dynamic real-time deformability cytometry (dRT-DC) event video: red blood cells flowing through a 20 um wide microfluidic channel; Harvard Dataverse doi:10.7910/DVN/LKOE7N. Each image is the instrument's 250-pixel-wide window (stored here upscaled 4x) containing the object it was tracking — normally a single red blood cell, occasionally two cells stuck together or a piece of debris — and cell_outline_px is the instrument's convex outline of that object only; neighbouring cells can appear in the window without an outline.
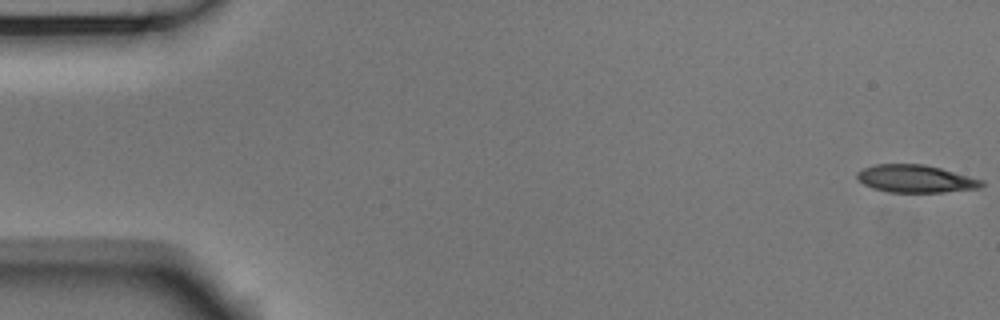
{"species": "Egyptian fruit bat (a non-hibernating species)", "species_latin": "Rousettus aegyptiacus", "temperature_condition": "room temperature", "stored_images_in_passage": 54, "camera_frame_rate_fps": 3000, "um_per_image_px": 0.085, "animal": {"sex": "male"}, "frame": {"image": 1, "passage_image": 1, "time_ms": 0.0, "image_size_px": [1000, 320], "cell_outline_px": [[984, 184], [980, 188], [944, 192], [888, 192], [872, 188], [864, 184], [856, 176], [856, 172], [864, 168], [876, 164], [924, 164], [940, 168], [984, 180]], "centroid_in_image_um": [77.83, 15.19], "position_along_channel_um": 7.2, "area_um2": 20.0}}
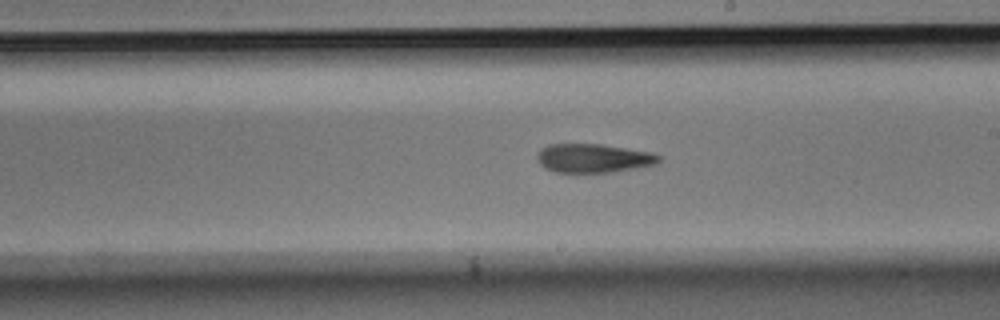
{"frame": {"image": 2, "passage_image": 31, "time_ms": 10.0, "image_size_px": [1000, 320], "cell_outline_px": [[660, 160], [656, 164], [636, 168], [612, 172], [556, 172], [544, 168], [536, 160], [536, 156], [544, 148], [552, 144], [600, 144], [652, 152], [660, 156]], "centroid_in_image_um": [50.45, 13.45], "position_along_channel_um": 238.5, "area_um2": 20.29}}
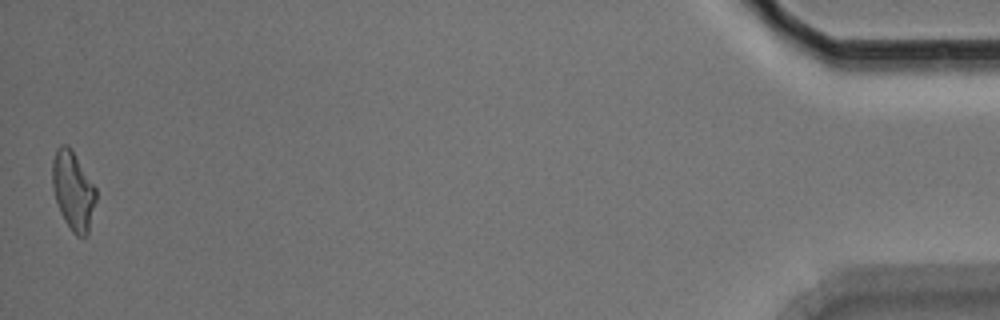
{"frame": {"image": 3, "passage_image": 54, "time_ms": 17.667, "image_size_px": [1000, 320], "cell_outline_px": [[96, 200], [88, 236], [76, 236], [72, 232], [64, 220], [60, 212], [52, 188], [52, 160], [56, 148], [60, 144], [68, 144], [72, 148], [96, 188]], "centroid_in_image_um": [6.21, 16.18], "position_along_channel_um": 429.0, "area_um2": 20.35}, "authors_computed_cell_mechanics": {"area_um2": 20.519, "velocity_mm_per_s": 3.7008, "shape_relaxation_time_tau1_ms": 8.9224, "shape_relaxation_time_tau2_ms": 6.4105, "deformation_change_tau1": 0.2178, "deformation_change_tau2": 0.1862}}